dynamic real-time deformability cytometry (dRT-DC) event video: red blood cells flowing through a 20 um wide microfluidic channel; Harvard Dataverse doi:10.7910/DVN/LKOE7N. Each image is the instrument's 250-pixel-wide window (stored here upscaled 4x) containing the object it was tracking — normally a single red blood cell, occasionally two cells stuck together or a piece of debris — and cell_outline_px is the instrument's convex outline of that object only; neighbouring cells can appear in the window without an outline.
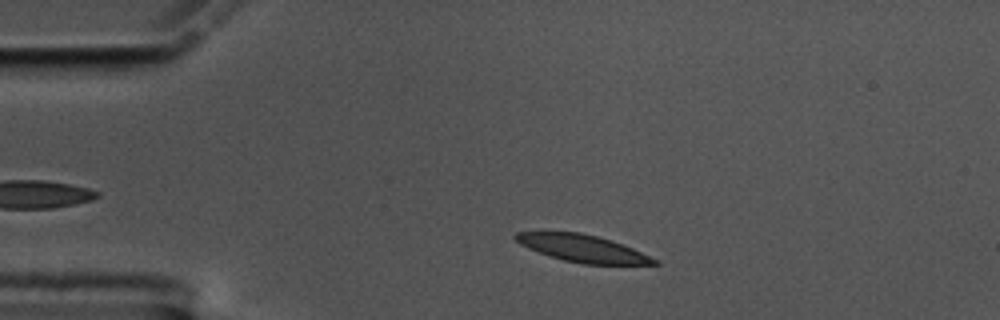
{"species": "common noctule bat (a hibernating species)", "species_latin": "Nyctalus noctula", "temperature_condition": "cold", "stored_images_in_passage": 45, "camera_frame_rate_fps": 3000, "um_per_image_px": 0.085, "animal": {"sex": "male", "body_mass_g": 17.5, "forearm_length_mm": 52.3}, "frame": {"image": 1, "passage_image": 6, "time_ms": 1.667, "image_size_px": [1000, 320], "cell_outline_px": [[660, 264], [584, 264], [564, 260], [528, 248], [520, 244], [512, 236], [516, 232], [580, 232], [612, 240], [632, 248], [656, 260]], "centroid_in_image_um": [49.48, 21.1], "position_along_channel_um": 35.5, "area_um2": 21.5}}
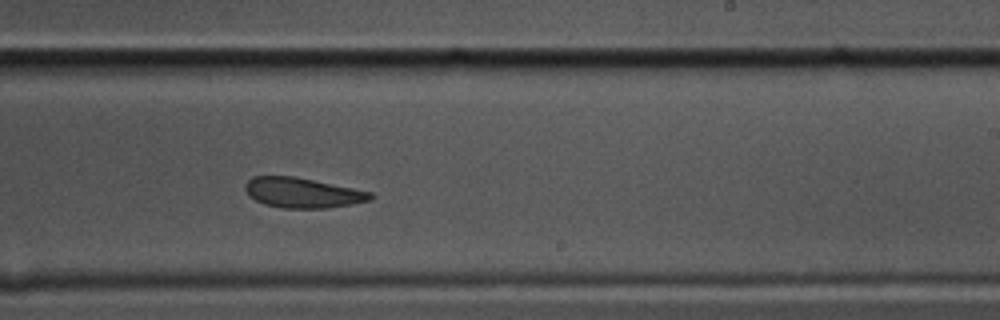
{"frame": {"image": 2, "passage_image": 29, "time_ms": 9.333, "image_size_px": [1000, 320], "cell_outline_px": [[376, 196], [372, 200], [352, 204], [328, 208], [284, 208], [264, 204], [248, 196], [244, 188], [244, 184], [252, 176], [292, 176], [372, 192]], "centroid_in_image_um": [25.71, 16.39], "position_along_channel_um": 263.3, "area_um2": 21.96}}
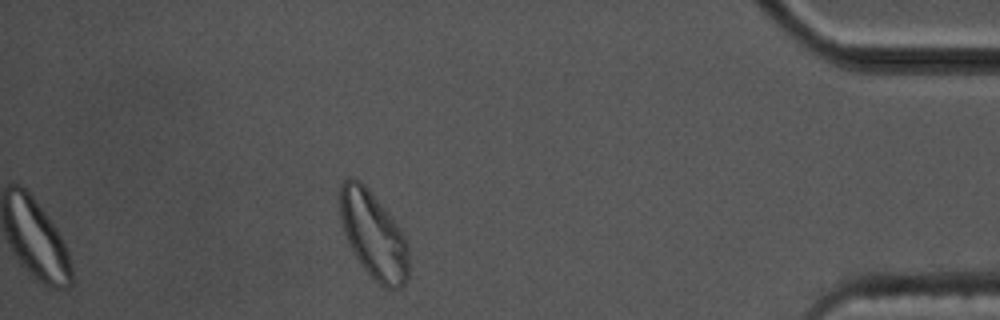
{"frame": {"image": 3, "passage_image": 45, "time_ms": 14.667, "image_size_px": [1000, 320], "cell_outline_px": [[408, 276], [404, 284], [400, 288], [384, 288], [364, 268], [348, 244], [340, 220], [340, 184], [348, 176], [352, 176], [360, 180], [368, 188], [384, 208], [396, 224], [404, 236], [408, 248]], "centroid_in_image_um": [31.72, 19.95], "position_along_channel_um": 403.5, "area_um2": 34.51}, "authors_computed_cell_mechanics": {"area_um2": 22.9466, "velocity_mm_per_s": 3.4761, "shape_relaxation_time_tau1_ms": 6.7359, "shape_relaxation_time_tau2_ms": 4.4682, "deformation_change_tau1": 0.1322, "deformation_change_tau2": 0.1012}}